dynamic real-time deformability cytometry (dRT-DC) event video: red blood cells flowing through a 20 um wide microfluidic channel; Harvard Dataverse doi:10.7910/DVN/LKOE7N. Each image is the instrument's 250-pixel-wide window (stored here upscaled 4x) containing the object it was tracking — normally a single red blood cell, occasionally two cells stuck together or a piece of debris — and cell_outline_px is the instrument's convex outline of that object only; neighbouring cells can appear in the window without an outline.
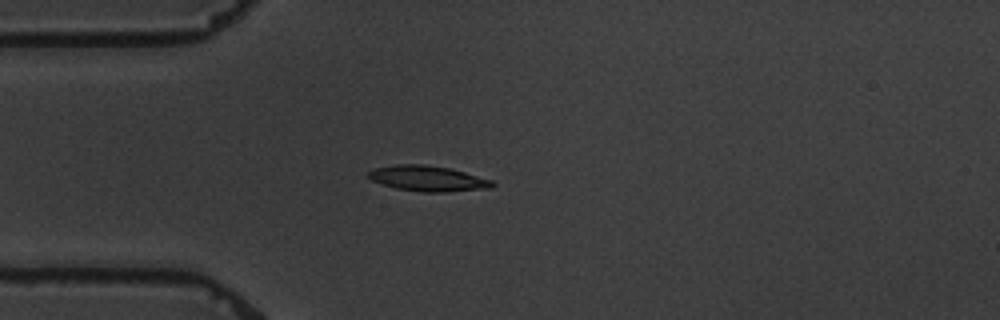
{"species": "common noctule bat (a hibernating species)", "species_latin": "Nyctalus noctula", "temperature_condition": "warm", "stored_images_in_passage": 4, "camera_frame_rate_fps": 3000, "um_per_image_px": 0.085, "animal": {"sex": "male", "body_mass_g": 19.5, "forearm_length_mm": 54.6}, "frame": {"image": 1, "passage_image": 4, "time_ms": 4.0, "image_size_px": [1000, 320], "cell_outline_px": [[496, 184], [492, 188], [444, 192], [424, 192], [396, 188], [380, 184], [372, 180], [368, 176], [368, 172], [376, 168], [396, 164], [424, 164], [452, 168], [492, 180]], "centroid_in_image_um": [36.4, 15.17], "position_along_channel_um": 48.6, "area_um2": 18.5}}